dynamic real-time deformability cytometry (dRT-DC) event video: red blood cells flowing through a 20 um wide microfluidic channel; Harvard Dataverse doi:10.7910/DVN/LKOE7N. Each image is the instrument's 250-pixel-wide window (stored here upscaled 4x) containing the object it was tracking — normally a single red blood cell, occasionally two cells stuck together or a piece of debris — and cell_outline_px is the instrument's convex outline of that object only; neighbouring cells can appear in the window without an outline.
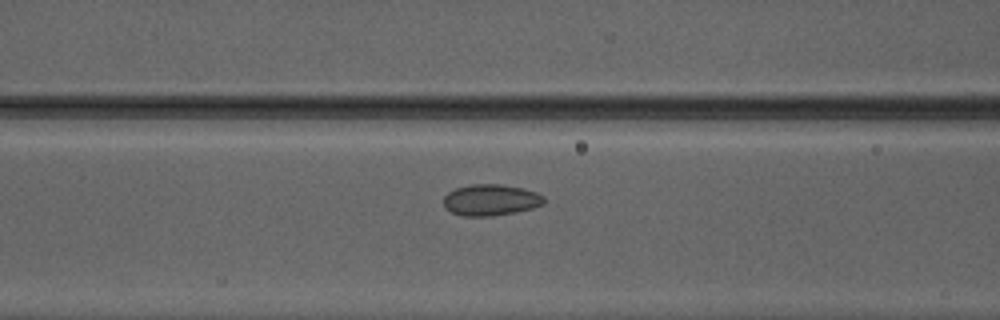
{"species": "Egyptian fruit bat (a non-hibernating species)", "species_latin": "Rousettus aegyptiacus", "temperature_condition": "warm", "stored_images_in_passage": 50, "camera_frame_rate_fps": 3000, "um_per_image_px": 0.085, "animal": {"sex": "male"}, "frame": {"image": 1, "passage_image": 23, "time_ms": 7.333, "image_size_px": [1000, 320], "cell_outline_px": [[544, 204], [532, 208], [516, 212], [492, 216], [464, 216], [452, 212], [444, 208], [444, 196], [448, 192], [456, 188], [472, 184], [500, 184], [524, 188], [536, 192], [544, 196]], "centroid_in_image_um": [41.72, 16.99], "position_along_channel_um": 124.9, "area_um2": 18.38}}
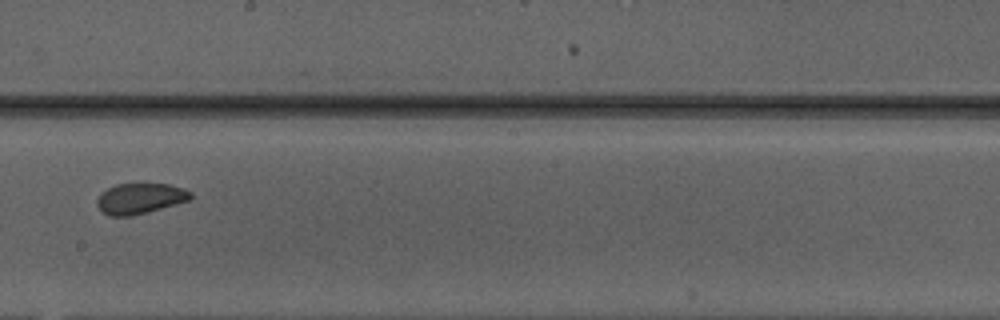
{"frame": {"image": 2, "passage_image": 31, "time_ms": 10.0, "image_size_px": [1000, 320], "cell_outline_px": [[192, 196], [188, 200], [148, 212], [132, 216], [108, 216], [96, 204], [96, 200], [100, 192], [116, 184], [168, 184], [184, 188], [192, 192]], "centroid_in_image_um": [11.88, 16.87], "position_along_channel_um": 236.3, "area_um2": 16.65}}
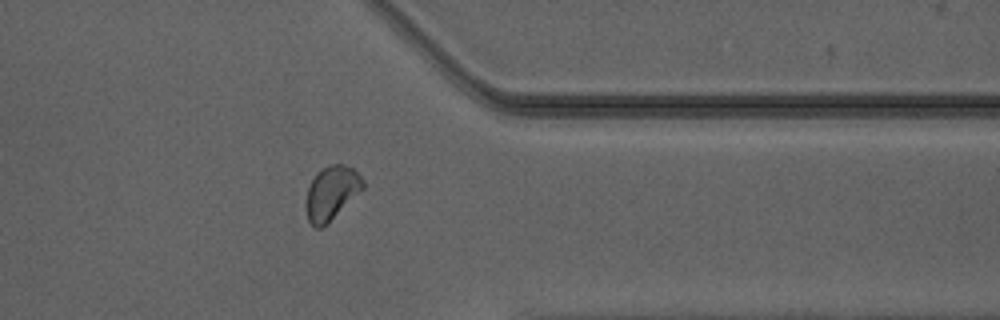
{"frame": {"image": 3, "passage_image": 42, "time_ms": 13.667, "image_size_px": [1000, 320], "cell_outline_px": [[364, 188], [320, 228], [316, 228], [308, 220], [304, 204], [308, 184], [316, 172], [328, 164], [344, 164], [352, 168], [364, 180]], "centroid_in_image_um": [28.13, 16.35], "position_along_channel_um": 383.3, "area_um2": 17.69}}